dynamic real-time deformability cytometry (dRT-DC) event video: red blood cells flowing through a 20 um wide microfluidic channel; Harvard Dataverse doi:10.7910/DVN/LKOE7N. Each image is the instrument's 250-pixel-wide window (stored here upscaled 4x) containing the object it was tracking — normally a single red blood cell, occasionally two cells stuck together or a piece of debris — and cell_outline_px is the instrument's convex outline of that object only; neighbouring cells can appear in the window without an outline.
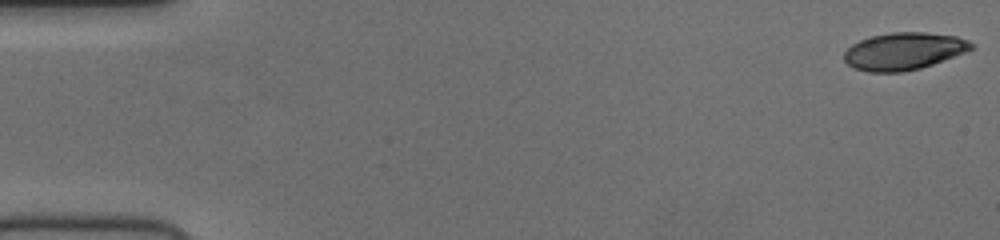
{"species": "human", "species_latin": "Homo sapiens", "temperature_condition": "cold", "stored_images_in_passage": 53, "camera_frame_rate_fps": 3000, "um_per_image_px": 0.085, "donor": {"sex": "female"}, "frame": {"image": 1, "passage_image": 1, "time_ms": 0.0, "image_size_px": [1000, 240], "cell_outline_px": [[972, 48], [964, 52], [932, 64], [920, 68], [900, 72], [868, 72], [852, 68], [844, 60], [844, 52], [852, 44], [860, 40], [872, 36], [892, 32], [924, 32], [956, 36], [968, 40], [972, 44]], "centroid_in_image_um": [76.77, 4.35], "position_along_channel_um": 8.2, "area_um2": 27.4}}
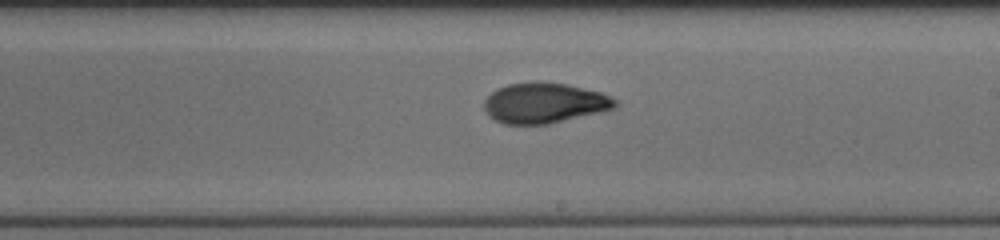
{"frame": {"image": 2, "passage_image": 31, "time_ms": 10.0, "image_size_px": [1000, 240], "cell_outline_px": [[620, 104], [616, 108], [600, 112], [548, 124], [504, 124], [488, 116], [484, 108], [484, 100], [496, 88], [508, 84], [532, 80], [568, 84], [600, 92], [616, 100]], "centroid_in_image_um": [46.26, 8.74], "position_along_channel_um": 242.7, "area_um2": 31.1}}
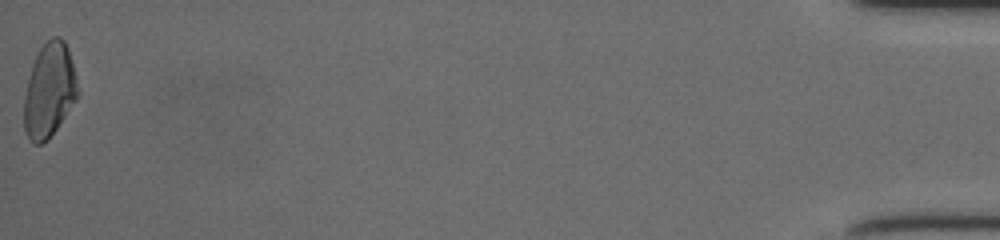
{"frame": {"image": 3, "passage_image": 53, "time_ms": 17.333, "image_size_px": [1000, 240], "cell_outline_px": [[80, 92], [76, 100], [56, 128], [40, 144], [32, 144], [28, 140], [24, 128], [24, 96], [32, 64], [40, 48], [52, 36], [60, 36], [64, 40], [68, 48], [76, 76]], "centroid_in_image_um": [4.19, 7.66], "position_along_channel_um": 431.0, "area_um2": 29.3}}